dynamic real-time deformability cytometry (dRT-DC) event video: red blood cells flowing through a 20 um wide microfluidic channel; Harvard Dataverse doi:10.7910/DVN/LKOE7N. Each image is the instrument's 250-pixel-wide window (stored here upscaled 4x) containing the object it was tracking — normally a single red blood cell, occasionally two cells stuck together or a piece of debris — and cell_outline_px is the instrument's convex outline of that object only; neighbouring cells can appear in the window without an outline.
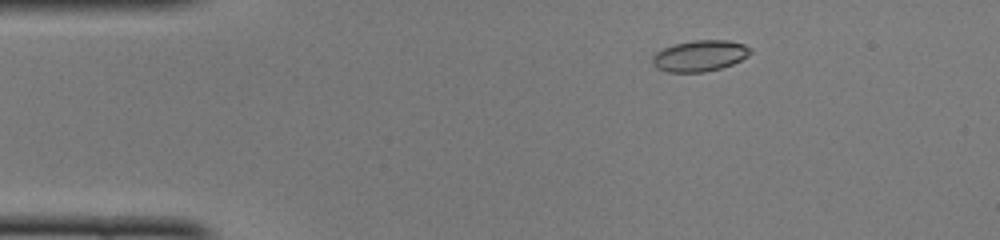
{"species": "common noctule bat (a hibernating species)", "species_latin": "Nyctalus noctula", "temperature_condition": "cold", "stored_images_in_passage": 42, "camera_frame_rate_fps": 3000, "um_per_image_px": 0.085, "animal": {"sex": "female", "body_mass_g": 22.0, "forearm_length_mm": 56.7}, "frame": {"image": 1, "passage_image": 1, "time_ms": 0.0, "image_size_px": [1000, 240], "cell_outline_px": [[752, 52], [748, 56], [732, 64], [720, 68], [704, 72], [668, 72], [656, 68], [652, 64], [652, 56], [656, 52], [664, 48], [676, 44], [692, 40], [728, 40], [744, 44], [752, 48]], "centroid_in_image_um": [59.49, 4.74], "position_along_channel_um": 25.5, "area_um2": 17.8}}
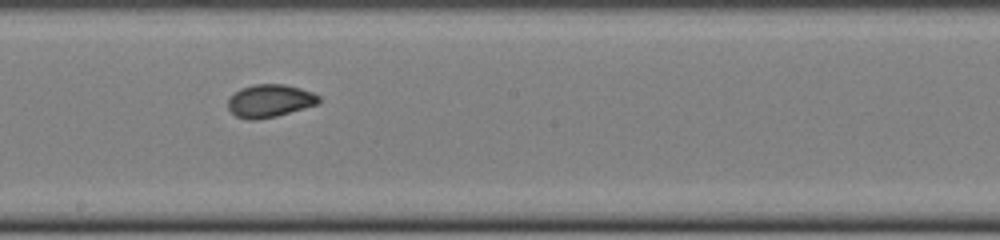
{"frame": {"image": 2, "passage_image": 20, "time_ms": 6.333, "image_size_px": [1000, 240], "cell_outline_px": [[320, 100], [316, 104], [276, 116], [256, 120], [248, 120], [236, 116], [228, 108], [228, 96], [240, 88], [252, 84], [284, 84], [300, 88], [312, 92], [320, 96]], "centroid_in_image_um": [22.88, 8.56], "position_along_channel_um": 225.3, "area_um2": 17.4}}
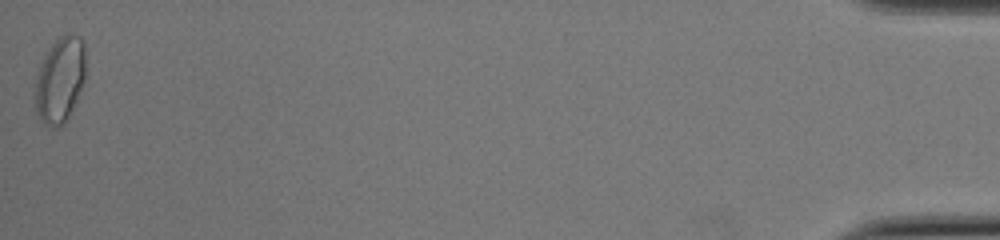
{"frame": {"image": 3, "passage_image": 42, "time_ms": 13.667, "image_size_px": [1000, 240], "cell_outline_px": [[84, 80], [76, 100], [64, 124], [56, 128], [48, 128], [40, 120], [36, 112], [36, 76], [40, 64], [44, 56], [52, 44], [60, 36], [68, 32], [80, 36], [84, 44]], "centroid_in_image_um": [5.09, 6.79], "position_along_channel_um": 430.1, "area_um2": 25.09}, "authors_computed_cell_mechanics": {"area_um2": 17.6579, "velocity_mm_per_s": 4.1002, "shape_relaxation_time_tau1_ms": 5.3616, "shape_relaxation_time_tau2_ms": 0.6319, "deformation_change_tau1": 0.1438, "deformation_change_tau2": 0.0455}}